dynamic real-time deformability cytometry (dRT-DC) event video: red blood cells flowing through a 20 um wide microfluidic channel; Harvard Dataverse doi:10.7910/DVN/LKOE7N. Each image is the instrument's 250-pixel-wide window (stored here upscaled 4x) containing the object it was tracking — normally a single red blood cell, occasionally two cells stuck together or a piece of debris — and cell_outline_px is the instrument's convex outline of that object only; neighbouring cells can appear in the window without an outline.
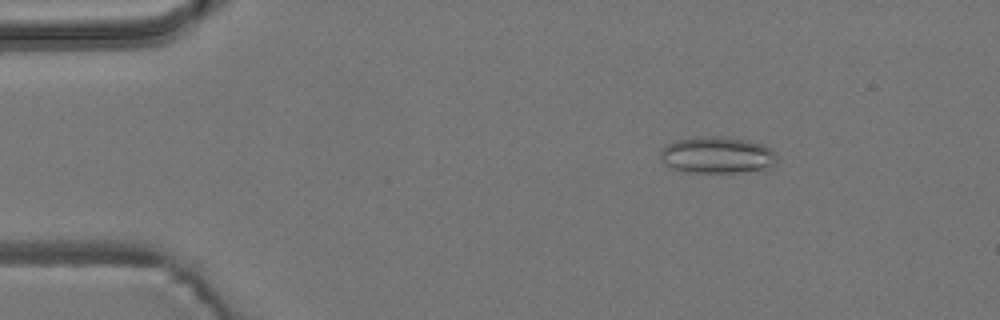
{"species": "common noctule bat (a hibernating species)", "species_latin": "Nyctalus noctula", "temperature_condition": "room temperature", "stored_images_in_passage": 4, "camera_frame_rate_fps": 3000, "um_per_image_px": 0.085, "animal": {"sex": "male", "body_mass_g": 19.2, "forearm_length_mm": 51.8}, "frame": {"image": 1, "passage_image": 1, "time_ms": 0.0, "image_size_px": [1000, 320], "cell_outline_px": [[776, 164], [772, 168], [736, 172], [688, 172], [664, 164], [660, 160], [660, 152], [664, 144], [676, 140], [696, 136], [720, 136], [748, 140], [764, 144], [776, 152]], "centroid_in_image_um": [60.97, 13.16], "position_along_channel_um": 24.0, "area_um2": 25.2}}
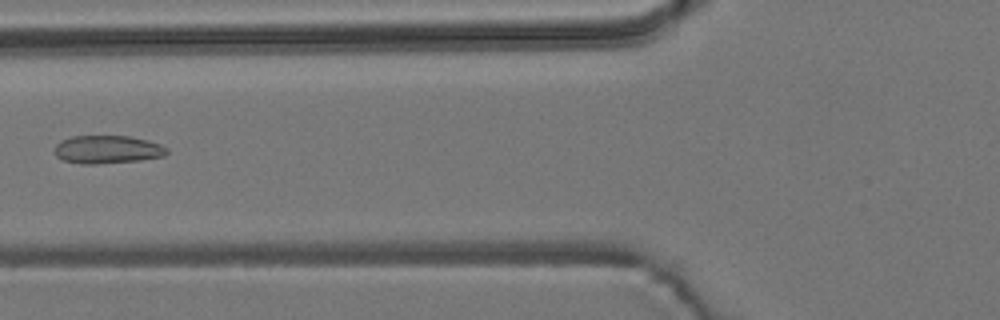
{"frame": {"image": 2, "passage_image": 4, "time_ms": 4.333, "image_size_px": [1000, 320], "cell_outline_px": [[168, 152], [164, 156], [140, 160], [96, 164], [80, 164], [64, 160], [56, 156], [56, 144], [72, 136], [128, 136], [148, 140], [160, 144], [168, 148]], "centroid_in_image_um": [9.16, 12.71], "position_along_channel_um": 116.6, "area_um2": 18.26}}